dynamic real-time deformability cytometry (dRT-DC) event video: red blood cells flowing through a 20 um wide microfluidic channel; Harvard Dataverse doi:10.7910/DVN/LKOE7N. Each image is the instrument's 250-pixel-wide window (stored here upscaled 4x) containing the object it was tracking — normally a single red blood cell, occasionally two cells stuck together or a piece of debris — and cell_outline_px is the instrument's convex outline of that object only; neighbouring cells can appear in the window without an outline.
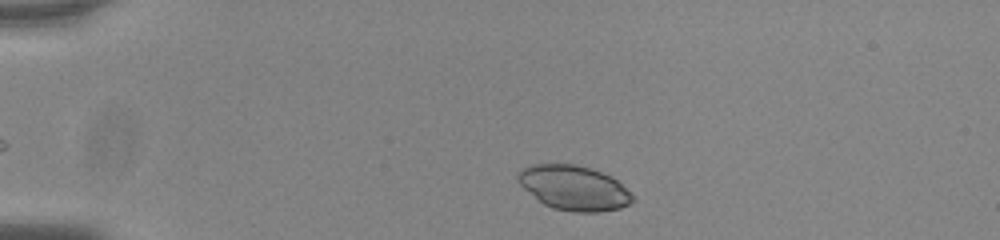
{"species": "common noctule bat (a hibernating species)", "species_latin": "Nyctalus noctula", "temperature_condition": "room temperature", "stored_images_in_passage": 46, "camera_frame_rate_fps": 3000, "um_per_image_px": 0.085, "animal": {"sex": "male", "body_mass_g": 20.0, "forearm_length_mm": 53.3}, "frame": {"image": 1, "passage_image": 3, "time_ms": 0.667, "image_size_px": [1000, 240], "cell_outline_px": [[636, 200], [620, 208], [600, 212], [572, 212], [552, 208], [544, 204], [524, 188], [516, 180], [516, 172], [520, 168], [532, 164], [576, 164], [600, 172], [616, 180]], "centroid_in_image_um": [48.72, 15.97], "position_along_channel_um": 36.3, "area_um2": 29.65}}